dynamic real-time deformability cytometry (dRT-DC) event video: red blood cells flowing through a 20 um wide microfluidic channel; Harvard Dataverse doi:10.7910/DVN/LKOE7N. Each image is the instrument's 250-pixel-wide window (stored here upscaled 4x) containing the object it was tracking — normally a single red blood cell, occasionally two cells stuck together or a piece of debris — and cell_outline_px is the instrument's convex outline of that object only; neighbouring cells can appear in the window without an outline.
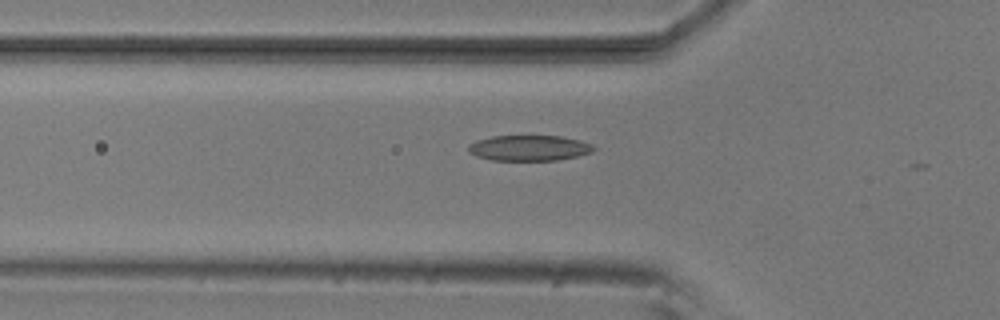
{"species": "common noctule bat (a hibernating species)", "species_latin": "Nyctalus noctula", "temperature_condition": "room temperature", "stored_images_in_passage": 19, "camera_frame_rate_fps": 3000, "um_per_image_px": 0.085, "animal": {"sex": "male", "body_mass_g": 20.5, "forearm_length_mm": 52.5}, "frame": {"image": 1, "passage_image": 18, "time_ms": 5.667, "image_size_px": [1000, 320], "cell_outline_px": [[596, 148], [592, 152], [576, 156], [556, 160], [492, 160], [476, 156], [468, 152], [468, 144], [476, 140], [492, 136], [560, 136], [580, 140], [592, 144]], "centroid_in_image_um": [44.95, 12.57], "position_along_channel_um": 80.8, "area_um2": 18.67}}